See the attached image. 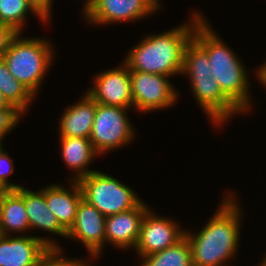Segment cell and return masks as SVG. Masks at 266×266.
<instances>
[{"mask_svg": "<svg viewBox=\"0 0 266 266\" xmlns=\"http://www.w3.org/2000/svg\"><path fill=\"white\" fill-rule=\"evenodd\" d=\"M218 209L198 232L187 231L193 266H229L241 240L242 208L236 192H227ZM230 260V262H229Z\"/></svg>", "mask_w": 266, "mask_h": 266, "instance_id": "6da1fadb", "label": "cell"}, {"mask_svg": "<svg viewBox=\"0 0 266 266\" xmlns=\"http://www.w3.org/2000/svg\"><path fill=\"white\" fill-rule=\"evenodd\" d=\"M194 11L189 22L166 32L148 34L132 47L123 60L129 70L168 77L180 75L186 46L193 38L196 26L205 18L202 12Z\"/></svg>", "mask_w": 266, "mask_h": 266, "instance_id": "7a4b0ae2", "label": "cell"}, {"mask_svg": "<svg viewBox=\"0 0 266 266\" xmlns=\"http://www.w3.org/2000/svg\"><path fill=\"white\" fill-rule=\"evenodd\" d=\"M204 18L195 28L193 39L207 52L211 74L222 92L243 112L253 110L250 80L241 58L212 29ZM251 107V108H250Z\"/></svg>", "mask_w": 266, "mask_h": 266, "instance_id": "3957f363", "label": "cell"}, {"mask_svg": "<svg viewBox=\"0 0 266 266\" xmlns=\"http://www.w3.org/2000/svg\"><path fill=\"white\" fill-rule=\"evenodd\" d=\"M17 33L11 40L4 59L9 72L20 81L34 96L56 55L54 47L45 37H22Z\"/></svg>", "mask_w": 266, "mask_h": 266, "instance_id": "277c9868", "label": "cell"}, {"mask_svg": "<svg viewBox=\"0 0 266 266\" xmlns=\"http://www.w3.org/2000/svg\"><path fill=\"white\" fill-rule=\"evenodd\" d=\"M83 199L109 216L135 208L142 199L114 176L94 171L79 181Z\"/></svg>", "mask_w": 266, "mask_h": 266, "instance_id": "5b68a950", "label": "cell"}, {"mask_svg": "<svg viewBox=\"0 0 266 266\" xmlns=\"http://www.w3.org/2000/svg\"><path fill=\"white\" fill-rule=\"evenodd\" d=\"M130 109L97 103L90 141L98 156L123 148L134 141L135 129Z\"/></svg>", "mask_w": 266, "mask_h": 266, "instance_id": "8992f818", "label": "cell"}, {"mask_svg": "<svg viewBox=\"0 0 266 266\" xmlns=\"http://www.w3.org/2000/svg\"><path fill=\"white\" fill-rule=\"evenodd\" d=\"M133 106L138 112L150 113L176 104L179 93L170 77L130 70Z\"/></svg>", "mask_w": 266, "mask_h": 266, "instance_id": "52a82bcc", "label": "cell"}, {"mask_svg": "<svg viewBox=\"0 0 266 266\" xmlns=\"http://www.w3.org/2000/svg\"><path fill=\"white\" fill-rule=\"evenodd\" d=\"M59 245L50 236L0 235V266H39L51 253H63Z\"/></svg>", "mask_w": 266, "mask_h": 266, "instance_id": "ba28073f", "label": "cell"}, {"mask_svg": "<svg viewBox=\"0 0 266 266\" xmlns=\"http://www.w3.org/2000/svg\"><path fill=\"white\" fill-rule=\"evenodd\" d=\"M160 0H95L82 14L88 24L109 25L147 18L160 10Z\"/></svg>", "mask_w": 266, "mask_h": 266, "instance_id": "9c48e42d", "label": "cell"}, {"mask_svg": "<svg viewBox=\"0 0 266 266\" xmlns=\"http://www.w3.org/2000/svg\"><path fill=\"white\" fill-rule=\"evenodd\" d=\"M185 236V230L172 218L157 216L149 208L143 216L140 236L134 252L139 259L173 246Z\"/></svg>", "mask_w": 266, "mask_h": 266, "instance_id": "30bf717a", "label": "cell"}, {"mask_svg": "<svg viewBox=\"0 0 266 266\" xmlns=\"http://www.w3.org/2000/svg\"><path fill=\"white\" fill-rule=\"evenodd\" d=\"M118 67L102 71L93 79V87L86 93L97 103L132 109L130 70L122 61Z\"/></svg>", "mask_w": 266, "mask_h": 266, "instance_id": "8fae6325", "label": "cell"}, {"mask_svg": "<svg viewBox=\"0 0 266 266\" xmlns=\"http://www.w3.org/2000/svg\"><path fill=\"white\" fill-rule=\"evenodd\" d=\"M192 94L212 125L223 128L237 114H244L220 89L213 77L189 78Z\"/></svg>", "mask_w": 266, "mask_h": 266, "instance_id": "7c38bea8", "label": "cell"}, {"mask_svg": "<svg viewBox=\"0 0 266 266\" xmlns=\"http://www.w3.org/2000/svg\"><path fill=\"white\" fill-rule=\"evenodd\" d=\"M105 221L106 216L82 199L74 223L67 231V239L83 243L91 259L98 258L105 248Z\"/></svg>", "mask_w": 266, "mask_h": 266, "instance_id": "4fadbf2b", "label": "cell"}, {"mask_svg": "<svg viewBox=\"0 0 266 266\" xmlns=\"http://www.w3.org/2000/svg\"><path fill=\"white\" fill-rule=\"evenodd\" d=\"M149 208L142 200L133 209L106 216L105 244L110 243L121 250L129 248L134 250L140 236L143 216Z\"/></svg>", "mask_w": 266, "mask_h": 266, "instance_id": "5bb4252c", "label": "cell"}, {"mask_svg": "<svg viewBox=\"0 0 266 266\" xmlns=\"http://www.w3.org/2000/svg\"><path fill=\"white\" fill-rule=\"evenodd\" d=\"M69 183L70 190L58 182L44 187L47 206L66 231L73 225L78 205L83 199L79 182L71 180Z\"/></svg>", "mask_w": 266, "mask_h": 266, "instance_id": "9a60e30c", "label": "cell"}, {"mask_svg": "<svg viewBox=\"0 0 266 266\" xmlns=\"http://www.w3.org/2000/svg\"><path fill=\"white\" fill-rule=\"evenodd\" d=\"M97 102L86 92L71 106L64 109L59 122V136L89 138L94 123Z\"/></svg>", "mask_w": 266, "mask_h": 266, "instance_id": "2e32d148", "label": "cell"}, {"mask_svg": "<svg viewBox=\"0 0 266 266\" xmlns=\"http://www.w3.org/2000/svg\"><path fill=\"white\" fill-rule=\"evenodd\" d=\"M15 191L24 199L30 230L41 229L47 233L67 238V231L60 225L53 212L47 206L44 188L35 192L21 186Z\"/></svg>", "mask_w": 266, "mask_h": 266, "instance_id": "e0dca14e", "label": "cell"}, {"mask_svg": "<svg viewBox=\"0 0 266 266\" xmlns=\"http://www.w3.org/2000/svg\"><path fill=\"white\" fill-rule=\"evenodd\" d=\"M59 138L61 158L65 162L64 164L70 168L69 170L76 173L73 174L72 178L70 177L71 180L79 181L88 174L97 171L89 168V164L93 163L98 155L89 138L62 136Z\"/></svg>", "mask_w": 266, "mask_h": 266, "instance_id": "ac0fdd59", "label": "cell"}, {"mask_svg": "<svg viewBox=\"0 0 266 266\" xmlns=\"http://www.w3.org/2000/svg\"><path fill=\"white\" fill-rule=\"evenodd\" d=\"M25 210L24 199L15 190H10L1 197L0 235H11L12 232L22 235L28 230L30 232L28 215Z\"/></svg>", "mask_w": 266, "mask_h": 266, "instance_id": "d6986e66", "label": "cell"}, {"mask_svg": "<svg viewBox=\"0 0 266 266\" xmlns=\"http://www.w3.org/2000/svg\"><path fill=\"white\" fill-rule=\"evenodd\" d=\"M0 91L10 105L24 115L32 105L35 96L9 72L7 64L0 58ZM32 102V103H31Z\"/></svg>", "mask_w": 266, "mask_h": 266, "instance_id": "ffe728a7", "label": "cell"}, {"mask_svg": "<svg viewBox=\"0 0 266 266\" xmlns=\"http://www.w3.org/2000/svg\"><path fill=\"white\" fill-rule=\"evenodd\" d=\"M141 259L139 266H193L191 249L186 236L173 246Z\"/></svg>", "mask_w": 266, "mask_h": 266, "instance_id": "44dd1931", "label": "cell"}, {"mask_svg": "<svg viewBox=\"0 0 266 266\" xmlns=\"http://www.w3.org/2000/svg\"><path fill=\"white\" fill-rule=\"evenodd\" d=\"M34 14L41 23L47 21L33 8L28 0H0V23L10 26L15 32L23 33L27 13Z\"/></svg>", "mask_w": 266, "mask_h": 266, "instance_id": "7402d4cb", "label": "cell"}, {"mask_svg": "<svg viewBox=\"0 0 266 266\" xmlns=\"http://www.w3.org/2000/svg\"><path fill=\"white\" fill-rule=\"evenodd\" d=\"M211 62L207 52L192 38L187 44L181 75L188 78H204L212 76Z\"/></svg>", "mask_w": 266, "mask_h": 266, "instance_id": "603a6c76", "label": "cell"}, {"mask_svg": "<svg viewBox=\"0 0 266 266\" xmlns=\"http://www.w3.org/2000/svg\"><path fill=\"white\" fill-rule=\"evenodd\" d=\"M24 114L16 107H3L0 108V140H5L4 137L8 135L16 125L20 122V119Z\"/></svg>", "mask_w": 266, "mask_h": 266, "instance_id": "cb8c5ba5", "label": "cell"}, {"mask_svg": "<svg viewBox=\"0 0 266 266\" xmlns=\"http://www.w3.org/2000/svg\"><path fill=\"white\" fill-rule=\"evenodd\" d=\"M13 159L8 156L7 152L4 150V145L0 147V181H2L10 190H17L22 185L14 184L9 182V175L13 174L15 171L13 164Z\"/></svg>", "mask_w": 266, "mask_h": 266, "instance_id": "d4e9b609", "label": "cell"}, {"mask_svg": "<svg viewBox=\"0 0 266 266\" xmlns=\"http://www.w3.org/2000/svg\"><path fill=\"white\" fill-rule=\"evenodd\" d=\"M39 266H75V258L53 252Z\"/></svg>", "mask_w": 266, "mask_h": 266, "instance_id": "484cf974", "label": "cell"}, {"mask_svg": "<svg viewBox=\"0 0 266 266\" xmlns=\"http://www.w3.org/2000/svg\"><path fill=\"white\" fill-rule=\"evenodd\" d=\"M17 34L10 26L0 23V58L8 50L12 38Z\"/></svg>", "mask_w": 266, "mask_h": 266, "instance_id": "4316f807", "label": "cell"}, {"mask_svg": "<svg viewBox=\"0 0 266 266\" xmlns=\"http://www.w3.org/2000/svg\"><path fill=\"white\" fill-rule=\"evenodd\" d=\"M33 8L48 22H50L54 0H28Z\"/></svg>", "mask_w": 266, "mask_h": 266, "instance_id": "83f0119b", "label": "cell"}, {"mask_svg": "<svg viewBox=\"0 0 266 266\" xmlns=\"http://www.w3.org/2000/svg\"><path fill=\"white\" fill-rule=\"evenodd\" d=\"M256 77L264 87H266V61L259 66V68H256Z\"/></svg>", "mask_w": 266, "mask_h": 266, "instance_id": "f1b7e54d", "label": "cell"}, {"mask_svg": "<svg viewBox=\"0 0 266 266\" xmlns=\"http://www.w3.org/2000/svg\"><path fill=\"white\" fill-rule=\"evenodd\" d=\"M91 260H85L82 258H75V266H91Z\"/></svg>", "mask_w": 266, "mask_h": 266, "instance_id": "f546056e", "label": "cell"}, {"mask_svg": "<svg viewBox=\"0 0 266 266\" xmlns=\"http://www.w3.org/2000/svg\"><path fill=\"white\" fill-rule=\"evenodd\" d=\"M3 107H15L13 105H10L7 100L4 98L2 92L0 91V108Z\"/></svg>", "mask_w": 266, "mask_h": 266, "instance_id": "4dcf8cb0", "label": "cell"}, {"mask_svg": "<svg viewBox=\"0 0 266 266\" xmlns=\"http://www.w3.org/2000/svg\"><path fill=\"white\" fill-rule=\"evenodd\" d=\"M10 189L2 182L0 181V198L6 195Z\"/></svg>", "mask_w": 266, "mask_h": 266, "instance_id": "1f68e13d", "label": "cell"}, {"mask_svg": "<svg viewBox=\"0 0 266 266\" xmlns=\"http://www.w3.org/2000/svg\"><path fill=\"white\" fill-rule=\"evenodd\" d=\"M84 1V0H83ZM95 0H85L83 4L82 13L94 2Z\"/></svg>", "mask_w": 266, "mask_h": 266, "instance_id": "d6a6232c", "label": "cell"}, {"mask_svg": "<svg viewBox=\"0 0 266 266\" xmlns=\"http://www.w3.org/2000/svg\"><path fill=\"white\" fill-rule=\"evenodd\" d=\"M262 262L259 264V266H266V254L264 255V257L262 258Z\"/></svg>", "mask_w": 266, "mask_h": 266, "instance_id": "836d02e7", "label": "cell"}, {"mask_svg": "<svg viewBox=\"0 0 266 266\" xmlns=\"http://www.w3.org/2000/svg\"><path fill=\"white\" fill-rule=\"evenodd\" d=\"M4 144V141L0 140V147Z\"/></svg>", "mask_w": 266, "mask_h": 266, "instance_id": "e575fe53", "label": "cell"}]
</instances>
